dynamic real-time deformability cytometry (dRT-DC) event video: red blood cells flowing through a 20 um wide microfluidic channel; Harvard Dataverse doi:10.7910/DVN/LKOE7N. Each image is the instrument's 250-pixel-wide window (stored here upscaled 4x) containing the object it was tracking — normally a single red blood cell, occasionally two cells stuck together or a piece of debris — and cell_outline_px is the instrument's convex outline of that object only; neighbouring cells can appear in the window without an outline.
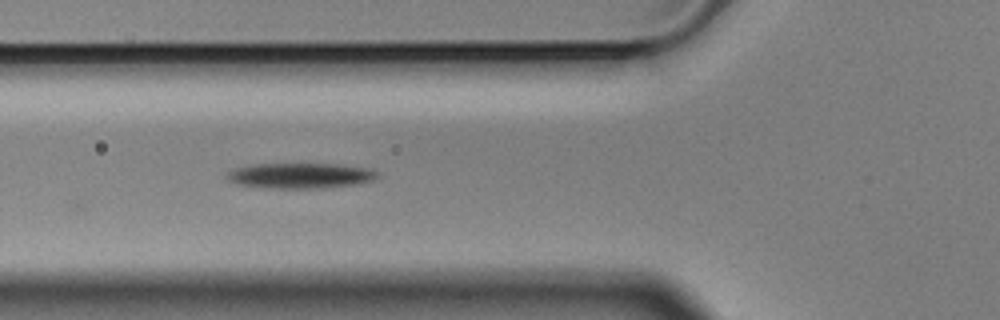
{"species": "Egyptian fruit bat (a non-hibernating species)", "species_latin": "Rousettus aegyptiacus", "temperature_condition": "cold", "stored_images_in_passage": 4, "camera_frame_rate_fps": 3000, "um_per_image_px": 0.085, "animal": {"sex": "male"}, "frame": {"image": 1, "passage_image": 4, "time_ms": 1.0, "image_size_px": [1000, 320], "cell_outline_px": [[380, 176], [372, 180], [352, 184], [324, 188], [280, 188], [236, 184], [228, 180], [228, 172], [236, 168], [256, 164], [340, 164], [372, 168]], "centroid_in_image_um": [25.58, 14.92], "position_along_channel_um": 100.2, "area_um2": 21.96}}